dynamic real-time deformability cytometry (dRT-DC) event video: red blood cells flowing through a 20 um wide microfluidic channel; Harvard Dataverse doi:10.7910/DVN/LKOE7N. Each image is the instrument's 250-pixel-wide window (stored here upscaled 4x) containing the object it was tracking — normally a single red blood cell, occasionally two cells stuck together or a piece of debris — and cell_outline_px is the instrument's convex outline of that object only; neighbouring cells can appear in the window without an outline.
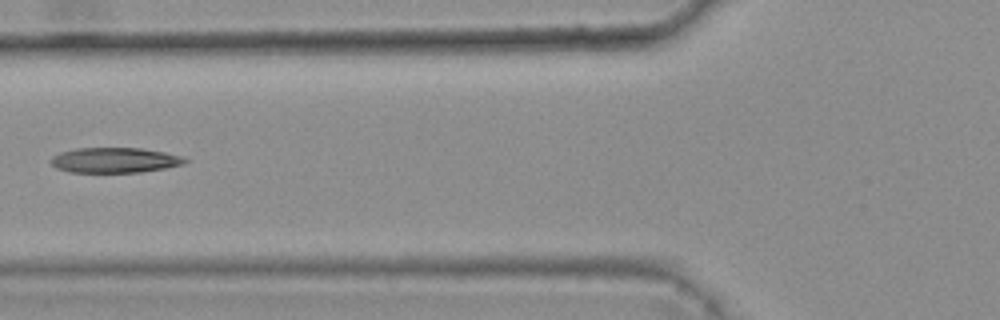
{"species": "common noctule bat (a hibernating species)", "species_latin": "Nyctalus noctula", "temperature_condition": "warm", "stored_images_in_passage": 6, "camera_frame_rate_fps": 3000, "um_per_image_px": 0.085, "animal": {"sex": "female", "body_mass_g": 25.1}, "frame": {"image": 1, "passage_image": 6, "time_ms": 1.667, "image_size_px": [1000, 320], "cell_outline_px": [[188, 160], [184, 164], [164, 168], [140, 172], [68, 172], [56, 168], [48, 160], [52, 156], [60, 152], [76, 148], [140, 148], [164, 152], [184, 156]], "centroid_in_image_um": [9.73, 13.61], "position_along_channel_um": 116.1, "area_um2": 19.77}}